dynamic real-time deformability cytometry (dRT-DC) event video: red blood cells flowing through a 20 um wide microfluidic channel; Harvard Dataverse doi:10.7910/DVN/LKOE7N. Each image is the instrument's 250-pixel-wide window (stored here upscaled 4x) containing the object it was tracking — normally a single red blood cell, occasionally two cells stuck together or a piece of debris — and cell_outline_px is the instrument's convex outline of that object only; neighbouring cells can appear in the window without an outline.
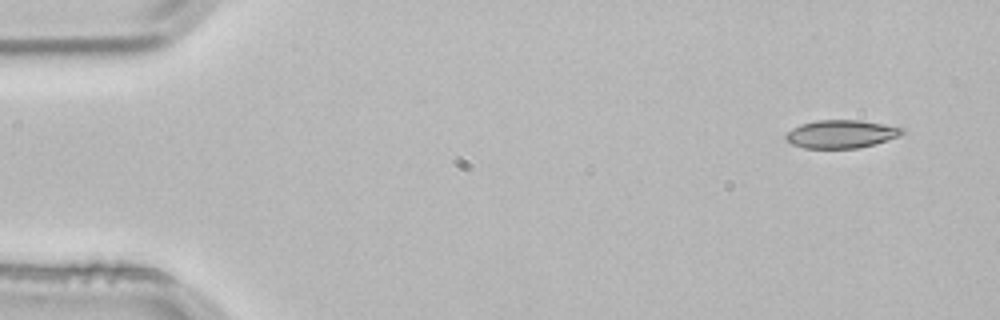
{"species": "common noctule bat (a hibernating species)", "species_latin": "Nyctalus noctula", "temperature_condition": "room temperature", "stored_images_in_passage": 2, "camera_frame_rate_fps": 3000, "um_per_image_px": 0.085, "animal": {"sex": "male", "body_mass_g": 21.5, "forearm_length_mm": 52.0}, "frame": {"image": 1, "passage_image": 1, "time_ms": 0.0, "image_size_px": [1000, 320], "cell_outline_px": [[904, 132], [888, 140], [876, 144], [856, 148], [804, 148], [792, 144], [784, 140], [784, 136], [792, 128], [800, 124], [816, 120], [860, 120], [884, 124], [904, 128]], "centroid_in_image_um": [71.46, 11.39], "position_along_channel_um": 13.5, "area_um2": 19.07}}